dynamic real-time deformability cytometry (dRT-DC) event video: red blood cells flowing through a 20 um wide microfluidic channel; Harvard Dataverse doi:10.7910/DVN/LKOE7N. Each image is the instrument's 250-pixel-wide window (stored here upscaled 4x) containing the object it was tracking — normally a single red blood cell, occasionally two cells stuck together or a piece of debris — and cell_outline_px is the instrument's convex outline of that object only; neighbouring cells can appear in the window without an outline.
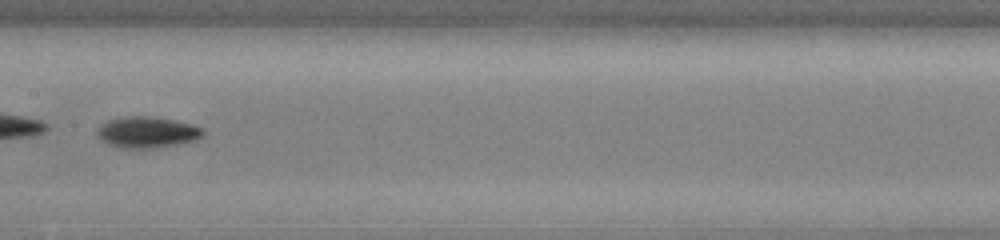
{"species": "common noctule bat (a hibernating species)", "species_latin": "Nyctalus noctula", "temperature_condition": "cold", "stored_images_in_passage": 33, "camera_frame_rate_fps": 3000, "um_per_image_px": 0.085, "animal": {"sex": "male", "body_mass_g": 13.0, "forearm_length_mm": 53.1}, "frame": {"image": 1, "passage_image": 10, "time_ms": 3.0, "image_size_px": [1000, 240], "cell_outline_px": [[204, 132], [200, 136], [192, 140], [176, 144], [152, 148], [120, 148], [108, 144], [100, 140], [96, 136], [96, 128], [100, 124], [108, 120], [124, 116], [156, 116], [176, 120], [192, 124], [204, 128]], "centroid_in_image_um": [12.43, 11.22], "position_along_channel_um": 195.0, "area_um2": 19.42}}
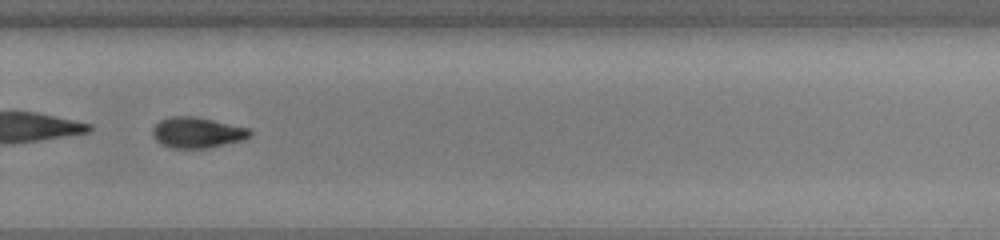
{"frame": {"image": 2, "passage_image": 19, "time_ms": 6.0, "image_size_px": [1000, 240], "cell_outline_px": [[252, 132], [248, 136], [240, 140], [208, 148], [168, 148], [160, 144], [152, 136], [152, 128], [160, 120], [172, 116], [192, 116], [212, 120], [248, 128]], "centroid_in_image_um": [16.68, 11.27], "position_along_channel_um": 313.1, "area_um2": 17.22}, "authors_computed_cell_mechanics": {"area_um2": 17.5712, "velocity_mm_per_s": 3.9582, "shape_relaxation_time_tau1_ms": 1.4768, "shape_relaxation_time_tau2_ms": null, "deformation_change_tau1": 0.1215, "deformation_change_tau2": null}}